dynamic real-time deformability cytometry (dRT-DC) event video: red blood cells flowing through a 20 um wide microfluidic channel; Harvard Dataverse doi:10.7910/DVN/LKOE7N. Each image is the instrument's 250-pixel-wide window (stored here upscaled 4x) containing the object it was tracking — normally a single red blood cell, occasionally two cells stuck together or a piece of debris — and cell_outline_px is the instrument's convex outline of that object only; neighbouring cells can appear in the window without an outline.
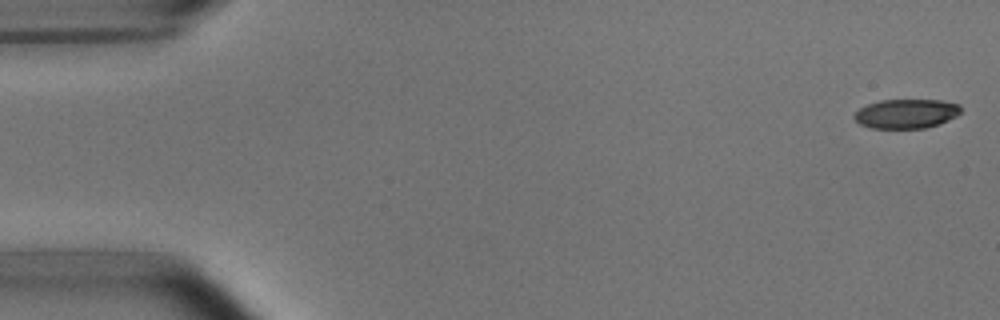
{"species": "common noctule bat (a hibernating species)", "species_latin": "Nyctalus noctula", "temperature_condition": "room temperature", "stored_images_in_passage": 12, "camera_frame_rate_fps": 3000, "um_per_image_px": 0.085, "animal": {"sex": "male", "body_mass_g": 15.6}, "frame": {"image": 1, "passage_image": 1, "time_ms": 0.0, "image_size_px": [1000, 320], "cell_outline_px": [[960, 112], [956, 116], [940, 124], [924, 128], [872, 128], [860, 124], [852, 116], [860, 108], [868, 104], [880, 100], [940, 100], [960, 104]], "centroid_in_image_um": [77.03, 9.66], "position_along_channel_um": 8.0, "area_um2": 18.15}}